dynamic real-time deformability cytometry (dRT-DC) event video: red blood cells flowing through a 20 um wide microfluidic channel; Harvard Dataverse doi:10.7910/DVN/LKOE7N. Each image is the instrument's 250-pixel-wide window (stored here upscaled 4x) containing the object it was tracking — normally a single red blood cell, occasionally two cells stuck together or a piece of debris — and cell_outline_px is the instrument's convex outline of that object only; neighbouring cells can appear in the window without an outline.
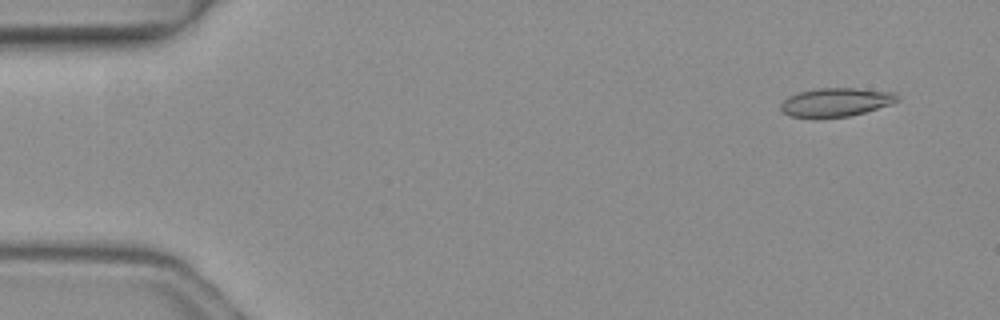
{"species": "common noctule bat (a hibernating species)", "species_latin": "Nyctalus noctula", "temperature_condition": "warm", "stored_images_in_passage": 4, "camera_frame_rate_fps": 3000, "um_per_image_px": 0.085, "animal": {"sex": "female", "body_mass_g": 19.3, "forearm_length_mm": 54.1}, "frame": {"image": 1, "passage_image": 1, "time_ms": 0.0, "image_size_px": [1000, 320], "cell_outline_px": [[900, 100], [892, 104], [864, 112], [848, 116], [788, 116], [780, 108], [780, 104], [788, 96], [800, 92], [816, 88], [852, 88], [896, 92], [900, 96]], "centroid_in_image_um": [71.1, 8.66], "position_along_channel_um": 13.9, "area_um2": 19.13}}
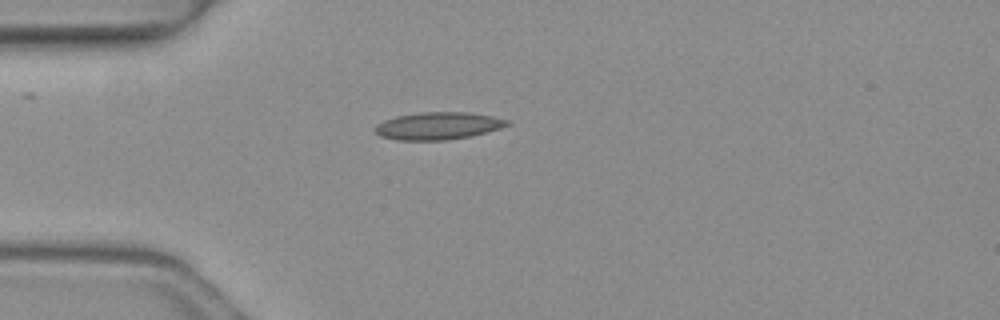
{"frame": {"image": 2, "passage_image": 3, "time_ms": 0.667, "image_size_px": [1000, 320], "cell_outline_px": [[512, 124], [500, 128], [472, 136], [444, 140], [396, 140], [380, 136], [376, 132], [376, 124], [384, 120], [396, 116], [420, 112], [468, 112], [492, 116], [508, 120]], "centroid_in_image_um": [37.25, 10.69], "position_along_channel_um": 47.8, "area_um2": 21.1}}